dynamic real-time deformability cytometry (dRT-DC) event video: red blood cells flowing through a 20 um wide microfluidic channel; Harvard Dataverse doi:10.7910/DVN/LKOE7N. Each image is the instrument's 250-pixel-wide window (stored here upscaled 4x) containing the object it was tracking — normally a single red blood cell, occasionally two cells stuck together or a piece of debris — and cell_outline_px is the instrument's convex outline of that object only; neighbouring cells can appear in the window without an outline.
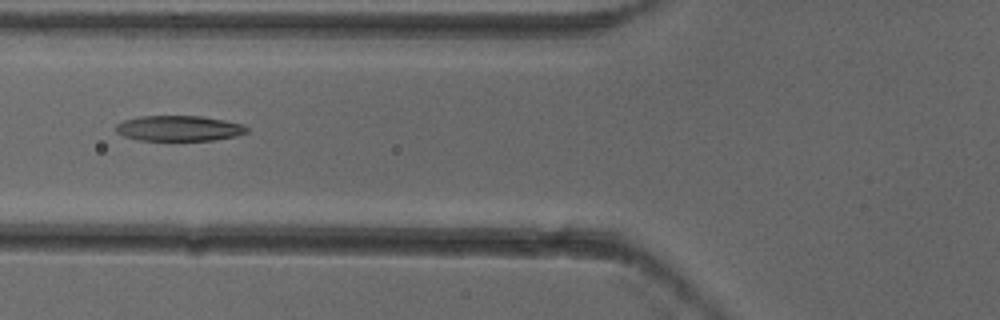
{"species": "common noctule bat (a hibernating species)", "species_latin": "Nyctalus noctula", "temperature_condition": "cold", "stored_images_in_passage": 3, "camera_frame_rate_fps": 3000, "um_per_image_px": 0.085, "animal": {"sex": "female"}, "frame": {"image": 1, "passage_image": 3, "time_ms": 0.667, "image_size_px": [1000, 320], "cell_outline_px": [[248, 132], [236, 136], [212, 140], [140, 140], [124, 136], [116, 132], [116, 124], [124, 120], [140, 116], [200, 116], [224, 120], [244, 124], [248, 128]], "centroid_in_image_um": [15.22, 10.9], "position_along_channel_um": 110.6, "area_um2": 19.36}}